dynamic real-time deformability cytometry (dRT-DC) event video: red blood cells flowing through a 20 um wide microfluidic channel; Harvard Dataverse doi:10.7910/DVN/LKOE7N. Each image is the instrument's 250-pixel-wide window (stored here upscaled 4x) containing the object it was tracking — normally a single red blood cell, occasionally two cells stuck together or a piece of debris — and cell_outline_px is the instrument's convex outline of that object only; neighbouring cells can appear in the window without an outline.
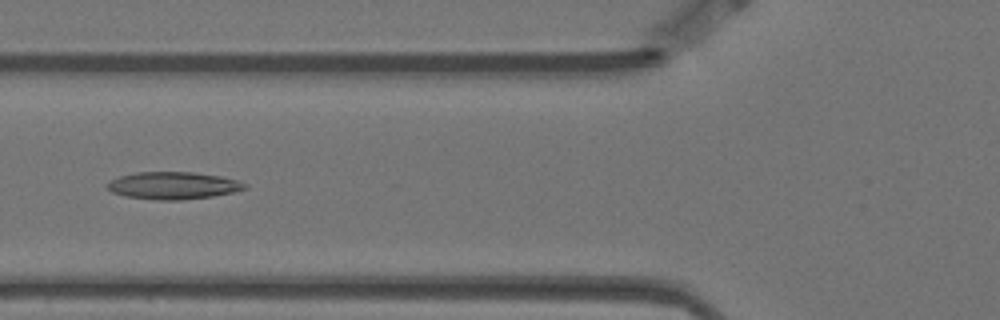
{"species": "Egyptian fruit bat (a non-hibernating species)", "species_latin": "Rousettus aegyptiacus", "temperature_condition": "warm", "stored_images_in_passage": 47, "camera_frame_rate_fps": 3000, "um_per_image_px": 0.085, "animal": {"sex": "female"}, "frame": {"image": 1, "passage_image": 11, "time_ms": 3.333, "image_size_px": [1000, 320], "cell_outline_px": [[248, 188], [232, 192], [212, 196], [180, 200], [156, 200], [124, 196], [112, 192], [108, 188], [108, 184], [112, 180], [120, 176], [136, 172], [196, 172], [220, 176], [236, 180], [248, 184]], "centroid_in_image_um": [14.74, 15.77], "position_along_channel_um": 111.1, "area_um2": 21.79}}
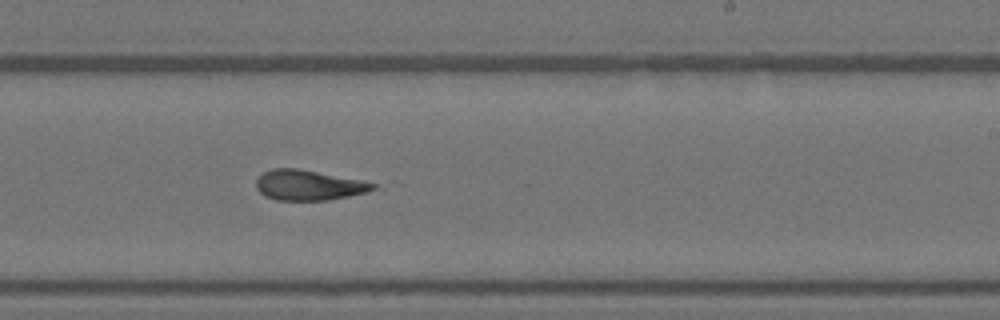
{"frame": {"image": 2, "passage_image": 24, "time_ms": 7.667, "image_size_px": [1000, 320], "cell_outline_px": [[376, 188], [364, 192], [348, 196], [328, 200], [276, 200], [264, 196], [256, 188], [256, 180], [264, 172], [272, 168], [296, 168], [364, 180], [376, 184]], "centroid_in_image_um": [26.21, 15.73], "position_along_channel_um": 262.8, "area_um2": 20.52}}
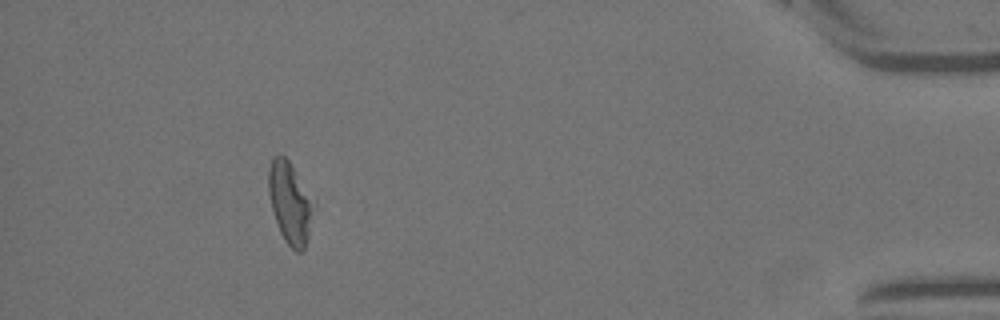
{"frame": {"image": 3, "passage_image": 42, "time_ms": 13.667, "image_size_px": [1000, 320], "cell_outline_px": [[316, 204], [308, 236], [304, 248], [300, 252], [296, 252], [284, 240], [280, 232], [272, 208], [268, 192], [268, 168], [272, 156], [280, 152], [288, 160], [316, 200]], "centroid_in_image_um": [24.67, 17.18], "position_along_channel_um": 410.5, "area_um2": 21.85}, "authors_computed_cell_mechanics": {"area_um2": 21.1548, "velocity_mm_per_s": 3.5116, "shape_relaxation_time_tau1_ms": null, "shape_relaxation_time_tau2_ms": 4.6451, "deformation_change_tau1": null, "deformation_change_tau2": 0.1559}}